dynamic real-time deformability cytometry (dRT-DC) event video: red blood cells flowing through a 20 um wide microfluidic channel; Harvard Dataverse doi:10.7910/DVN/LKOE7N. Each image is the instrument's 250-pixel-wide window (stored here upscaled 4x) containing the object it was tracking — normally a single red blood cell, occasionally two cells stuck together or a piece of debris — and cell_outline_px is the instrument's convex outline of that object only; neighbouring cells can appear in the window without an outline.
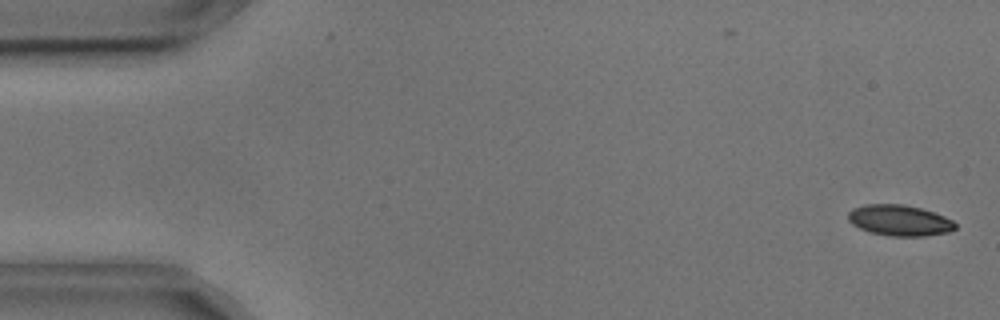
{"species": "common noctule bat (a hibernating species)", "species_latin": "Nyctalus noctula", "temperature_condition": "cold", "stored_images_in_passage": 5, "camera_frame_rate_fps": 3000, "um_per_image_px": 0.085, "animal": {"sex": "male", "body_mass_g": 17.9, "forearm_length_mm": 54.2}, "frame": {"image": 1, "passage_image": 1, "time_ms": 0.0, "image_size_px": [1000, 320], "cell_outline_px": [[956, 228], [948, 232], [924, 236], [892, 236], [868, 232], [852, 224], [848, 220], [848, 212], [852, 208], [864, 204], [904, 204], [920, 208], [944, 216], [952, 220], [956, 224]], "centroid_in_image_um": [76.43, 18.73], "position_along_channel_um": 8.6, "area_um2": 19.31}}
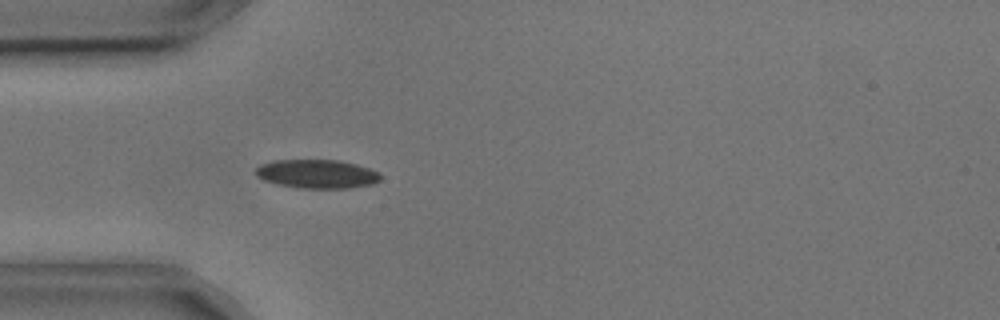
{"frame": {"image": 2, "passage_image": 5, "time_ms": 1.333, "image_size_px": [1000, 320], "cell_outline_px": [[380, 180], [372, 184], [352, 188], [296, 188], [276, 184], [264, 180], [256, 176], [256, 168], [260, 164], [272, 160], [340, 160], [356, 164], [380, 172]], "centroid_in_image_um": [26.93, 14.78], "position_along_channel_um": 58.1, "area_um2": 21.1}}